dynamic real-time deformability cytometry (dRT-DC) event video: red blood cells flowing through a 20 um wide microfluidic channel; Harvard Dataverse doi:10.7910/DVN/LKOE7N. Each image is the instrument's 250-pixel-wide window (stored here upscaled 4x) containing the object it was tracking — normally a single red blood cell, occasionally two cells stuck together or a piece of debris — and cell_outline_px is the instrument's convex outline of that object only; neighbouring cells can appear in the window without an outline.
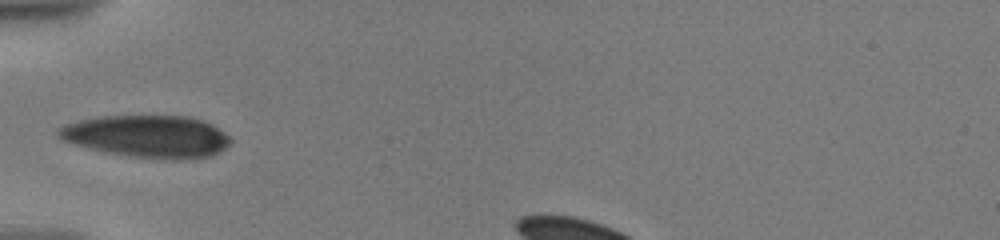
{"species": "human", "species_latin": "Homo sapiens", "temperature_condition": "warm", "stored_images_in_passage": 53, "camera_frame_rate_fps": 3000, "um_per_image_px": 0.085, "donor": {"sex": "male"}, "frame": {"image": 1, "passage_image": 1, "time_ms": 0.0, "image_size_px": [1000, 240], "cell_outline_px": [[232, 140], [224, 148], [208, 156], [176, 160], [132, 156], [108, 152], [72, 144], [56, 136], [56, 132], [60, 128], [68, 124], [80, 120], [100, 116], [188, 116], [212, 124], [224, 132]], "centroid_in_image_um": [12.51, 11.58], "position_along_channel_um": 72.5, "area_um2": 41.85}}
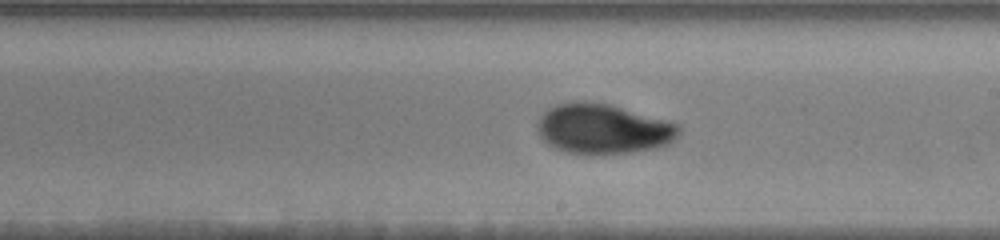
{"frame": {"image": 2, "passage_image": 19, "time_ms": 4.667, "image_size_px": [1000, 240], "cell_outline_px": [[680, 132], [668, 144], [652, 148], [632, 152], [564, 152], [548, 144], [540, 136], [536, 128], [536, 124], [540, 116], [548, 108], [556, 104], [572, 100], [584, 100], [608, 104], [680, 124]], "centroid_in_image_um": [51.21, 10.91], "position_along_channel_um": 237.8, "area_um2": 40.69}}
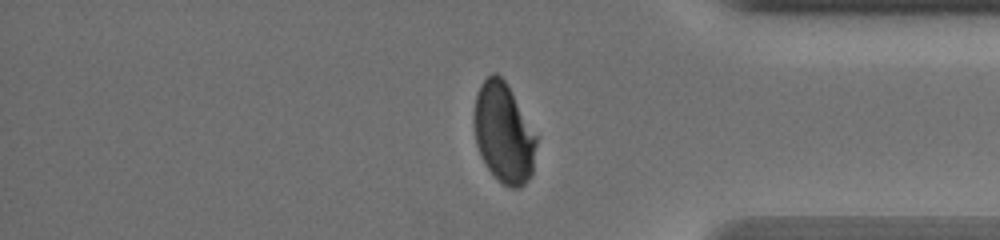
{"frame": {"image": 3, "passage_image": 42, "time_ms": 9.333, "image_size_px": [1000, 240], "cell_outline_px": [[536, 144], [532, 176], [520, 188], [508, 188], [488, 168], [476, 144], [472, 120], [476, 96], [480, 84], [492, 72], [496, 72], [504, 80], [536, 136]], "centroid_in_image_um": [42.78, 11.31], "position_along_channel_um": 392.4, "area_um2": 35.84}}